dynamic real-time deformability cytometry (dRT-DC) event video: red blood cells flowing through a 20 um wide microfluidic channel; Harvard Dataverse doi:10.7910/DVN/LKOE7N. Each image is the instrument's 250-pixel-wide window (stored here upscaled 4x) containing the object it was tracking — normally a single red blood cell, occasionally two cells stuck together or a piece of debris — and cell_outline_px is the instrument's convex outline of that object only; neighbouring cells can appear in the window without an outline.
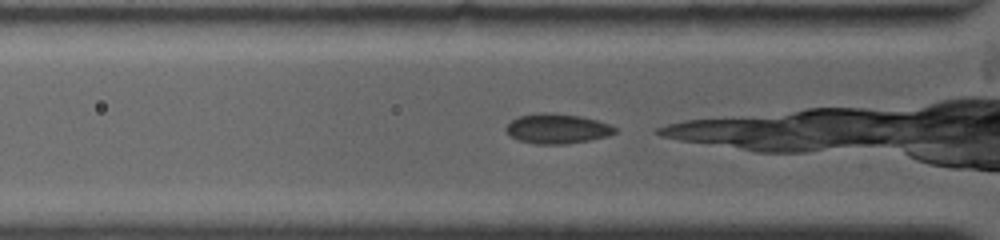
{"species": "common noctule bat (a hibernating species)", "species_latin": "Nyctalus noctula", "temperature_condition": "warm", "stored_images_in_passage": 22, "camera_frame_rate_fps": 4500, "um_per_image_px": 0.085, "animal": {"sex": "female", "body_mass_g": 19.0, "forearm_length_mm": 53.3}, "frame": {"image": 1, "passage_image": 2, "time_ms": 0.444, "image_size_px": [1000, 240], "cell_outline_px": [[616, 132], [608, 136], [588, 140], [564, 144], [536, 144], [520, 140], [512, 136], [504, 128], [512, 120], [520, 116], [540, 112], [544, 112], [580, 116], [596, 120], [608, 124], [616, 128]], "centroid_in_image_um": [47.36, 10.93], "position_along_channel_um": 78.4, "area_um2": 18.61}}
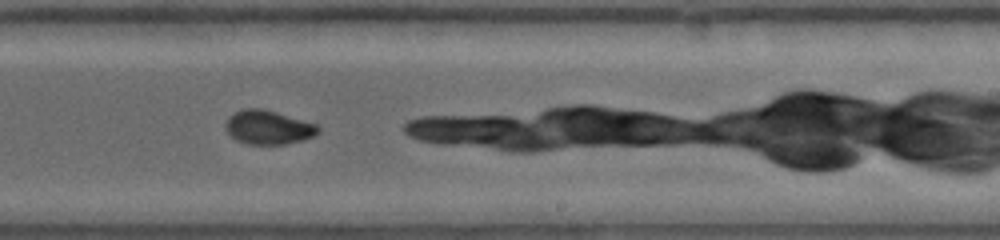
{"frame": {"image": 2, "passage_image": 13, "time_ms": 5.333, "image_size_px": [1000, 240], "cell_outline_px": [[320, 132], [304, 140], [284, 144], [248, 144], [236, 140], [224, 128], [224, 124], [228, 116], [244, 108], [260, 108], [276, 112], [316, 124], [320, 128]], "centroid_in_image_um": [22.78, 10.82], "position_along_channel_um": 266.2, "area_um2": 18.26}}
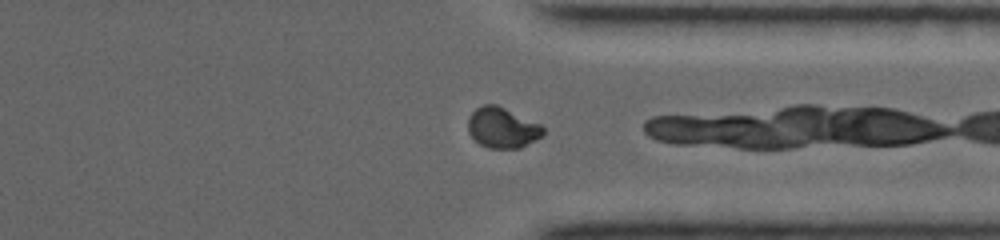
{"frame": {"image": 3, "passage_image": 19, "time_ms": 8.0, "image_size_px": [1000, 240], "cell_outline_px": [[544, 136], [520, 148], [488, 148], [480, 144], [468, 132], [468, 116], [476, 108], [484, 104], [496, 104], [540, 124], [544, 128]], "centroid_in_image_um": [42.7, 10.86], "position_along_channel_um": 368.7, "area_um2": 17.74}}